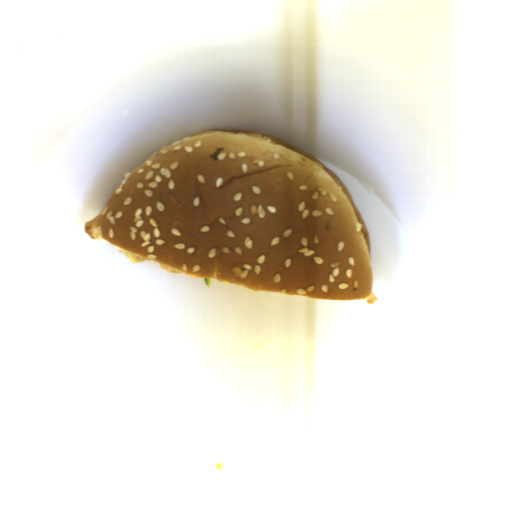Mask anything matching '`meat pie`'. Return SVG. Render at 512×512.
<instances>
[{"label":"meat pie","instance_id":"1","mask_svg":"<svg viewBox=\"0 0 512 512\" xmlns=\"http://www.w3.org/2000/svg\"><path fill=\"white\" fill-rule=\"evenodd\" d=\"M122 254L127 258V259H130L133 261V263H142V262H147V261H155V260H151V259H148V258H144V257H141V256H137V255H134V254H130V253H127V252H123L122 251Z\"/></svg>","mask_w":512,"mask_h":512},{"label":"meat pie","instance_id":"2","mask_svg":"<svg viewBox=\"0 0 512 512\" xmlns=\"http://www.w3.org/2000/svg\"><path fill=\"white\" fill-rule=\"evenodd\" d=\"M248 136H251V137H254V138H257V139H260V140H263V141H270V143L272 145H276V141H274L273 139H271L270 137H267V136H263L262 133H259V132H251Z\"/></svg>","mask_w":512,"mask_h":512},{"label":"meat pie","instance_id":"3","mask_svg":"<svg viewBox=\"0 0 512 512\" xmlns=\"http://www.w3.org/2000/svg\"><path fill=\"white\" fill-rule=\"evenodd\" d=\"M159 265H160L161 269H163L164 271H167V272H169V273H172V274H187V273H185V272H183V271H181V270H178V269H176V268H173V267L168 266V265H166V264H163V263H161V262H160V264H159Z\"/></svg>","mask_w":512,"mask_h":512}]
</instances>
